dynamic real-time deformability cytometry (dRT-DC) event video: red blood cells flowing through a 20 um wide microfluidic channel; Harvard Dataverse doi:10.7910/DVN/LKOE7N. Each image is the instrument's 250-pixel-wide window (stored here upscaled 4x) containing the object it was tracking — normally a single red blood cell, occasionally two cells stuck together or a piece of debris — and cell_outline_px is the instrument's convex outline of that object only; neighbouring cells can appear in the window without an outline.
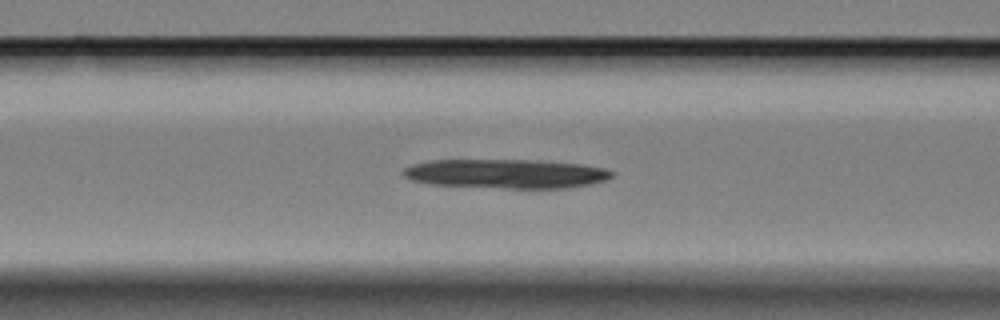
{"species": "Egyptian fruit bat (a non-hibernating species)", "species_latin": "Rousettus aegyptiacus", "temperature_condition": "cold", "stored_images_in_passage": 52, "camera_frame_rate_fps": 3000, "um_per_image_px": 0.085, "animal": {"sex": "female"}, "frame": {"image": 1, "passage_image": 16, "time_ms": 5.0, "image_size_px": [1000, 320], "cell_outline_px": [[616, 172], [612, 176], [604, 180], [592, 184], [568, 188], [504, 188], [432, 184], [412, 180], [404, 176], [400, 172], [404, 168], [412, 164], [428, 160], [528, 160], [580, 164], [604, 168]], "centroid_in_image_um": [43.0, 14.76], "position_along_channel_um": 123.6, "area_um2": 35.43}}
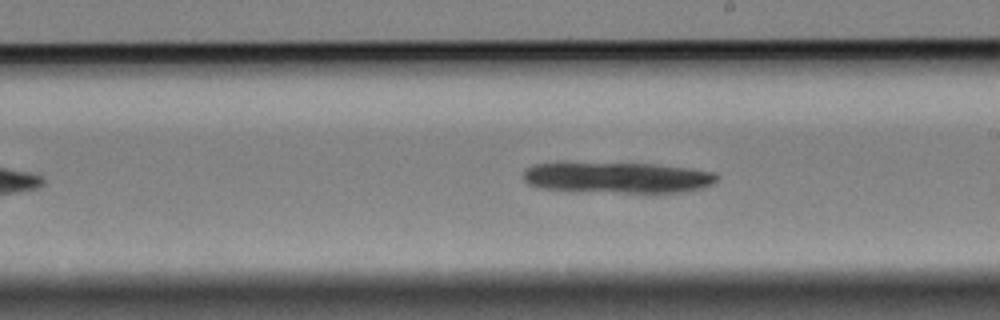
{"frame": {"image": 2, "passage_image": 26, "time_ms": 8.333, "image_size_px": [1000, 320], "cell_outline_px": [[720, 176], [712, 184], [704, 188], [684, 192], [576, 192], [540, 188], [528, 184], [524, 180], [524, 168], [532, 164], [556, 160], [568, 160], [656, 164], [688, 168], [712, 172]], "centroid_in_image_um": [52.32, 15.05], "position_along_channel_um": 236.7, "area_um2": 36.76}}
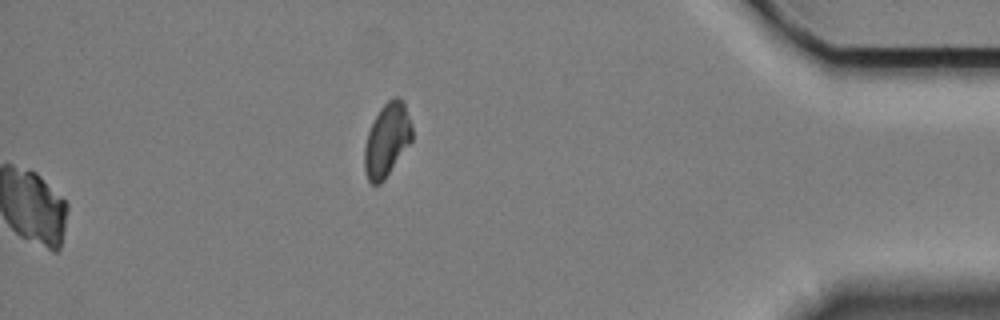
{"frame": {"image": 3, "passage_image": 52, "time_ms": 17.0, "image_size_px": [1000, 320], "cell_outline_px": [[412, 140], [384, 180], [380, 184], [372, 184], [368, 180], [364, 172], [364, 148], [368, 132], [380, 108], [388, 100], [396, 96], [400, 96], [404, 100], [412, 128]], "centroid_in_image_um": [32.89, 11.89], "position_along_channel_um": 402.3, "area_um2": 20.29}}